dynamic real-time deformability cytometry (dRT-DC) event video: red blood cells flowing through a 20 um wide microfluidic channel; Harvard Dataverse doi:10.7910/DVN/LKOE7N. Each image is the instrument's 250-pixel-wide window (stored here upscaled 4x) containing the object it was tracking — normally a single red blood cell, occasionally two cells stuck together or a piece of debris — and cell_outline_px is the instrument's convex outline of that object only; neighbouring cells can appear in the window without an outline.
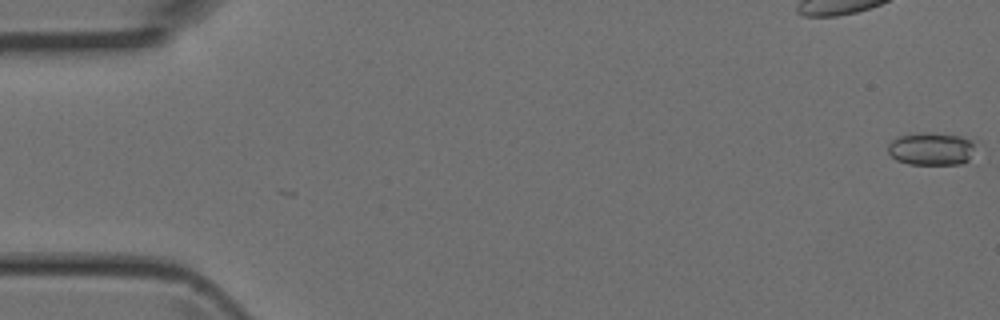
{"species": "Egyptian fruit bat (a non-hibernating species)", "species_latin": "Rousettus aegyptiacus", "temperature_condition": "room temperature", "stored_images_in_passage": 7, "camera_frame_rate_fps": 3000, "um_per_image_px": 0.085, "animal": {"sex": "female"}, "frame": {"image": 1, "passage_image": 1, "time_ms": 0.0, "image_size_px": [1000, 320], "cell_outline_px": [[980, 140], [968, 160], [960, 164], [908, 164], [896, 160], [888, 152], [888, 144], [896, 136], [924, 132], [928, 132], [960, 136]], "centroid_in_image_um": [79.21, 12.63], "position_along_channel_um": 5.8, "area_um2": 17.11}}
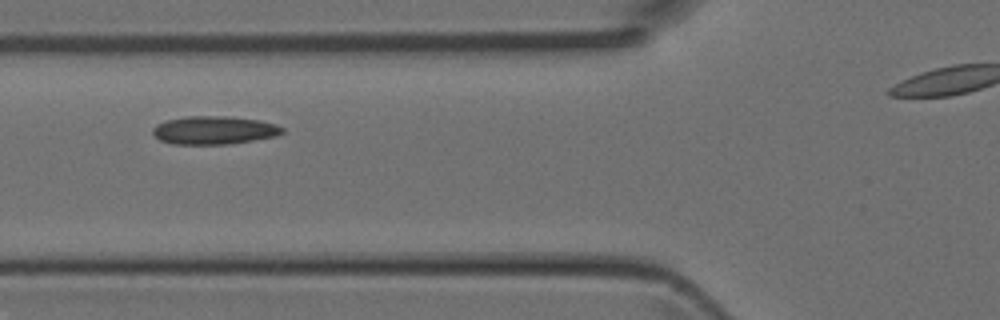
{"frame": {"image": 2, "passage_image": 6, "time_ms": 1.667, "image_size_px": [1000, 320], "cell_outline_px": [[284, 132], [276, 136], [228, 144], [172, 144], [160, 140], [152, 132], [152, 128], [156, 124], [164, 120], [188, 116], [224, 116], [260, 120], [276, 124], [284, 128]], "centroid_in_image_um": [18.18, 11.06], "position_along_channel_um": 107.6, "area_um2": 21.33}}
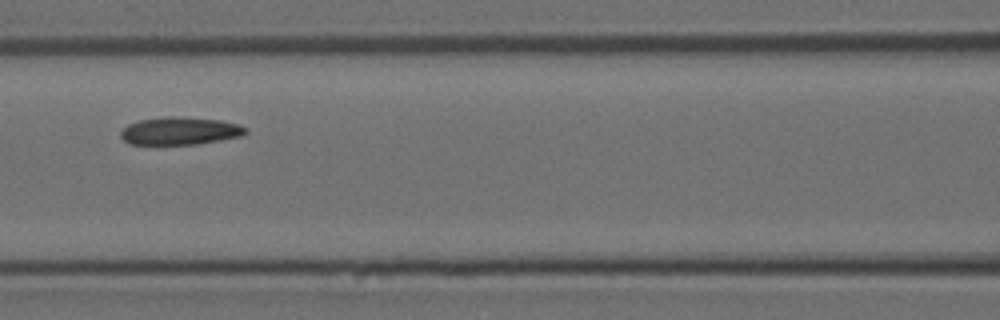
{"frame": {"image": 3, "passage_image": 7, "time_ms": 2.0, "image_size_px": [1000, 320], "cell_outline_px": [[248, 132], [244, 136], [196, 144], [128, 144], [120, 136], [120, 132], [128, 124], [140, 120], [168, 116], [176, 116], [220, 120], [240, 124], [248, 128]], "centroid_in_image_um": [15.34, 11.13], "position_along_channel_um": 151.3, "area_um2": 20.29}}